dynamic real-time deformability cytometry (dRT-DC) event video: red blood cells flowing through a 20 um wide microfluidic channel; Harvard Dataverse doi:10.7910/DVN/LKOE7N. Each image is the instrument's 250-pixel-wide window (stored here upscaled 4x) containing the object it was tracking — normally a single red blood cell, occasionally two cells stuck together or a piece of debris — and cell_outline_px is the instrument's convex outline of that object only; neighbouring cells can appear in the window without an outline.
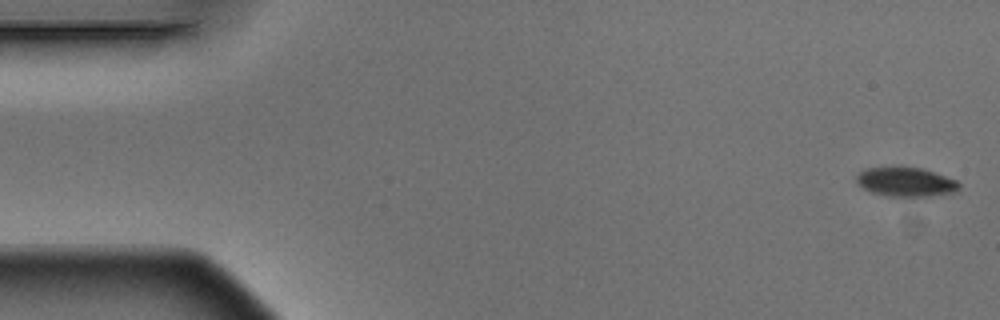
{"species": "Egyptian fruit bat (a non-hibernating species)", "species_latin": "Rousettus aegyptiacus", "temperature_condition": "warm", "stored_images_in_passage": 5, "camera_frame_rate_fps": 3000, "um_per_image_px": 0.085, "animal": {"sex": "male"}, "frame": {"image": 1, "passage_image": 1, "time_ms": 0.0, "image_size_px": [1000, 320], "cell_outline_px": [[960, 188], [956, 192], [932, 196], [888, 196], [872, 192], [856, 184], [856, 176], [864, 168], [920, 168], [956, 180], [960, 184]], "centroid_in_image_um": [76.99, 15.48], "position_along_channel_um": 8.0, "area_um2": 17.17}}
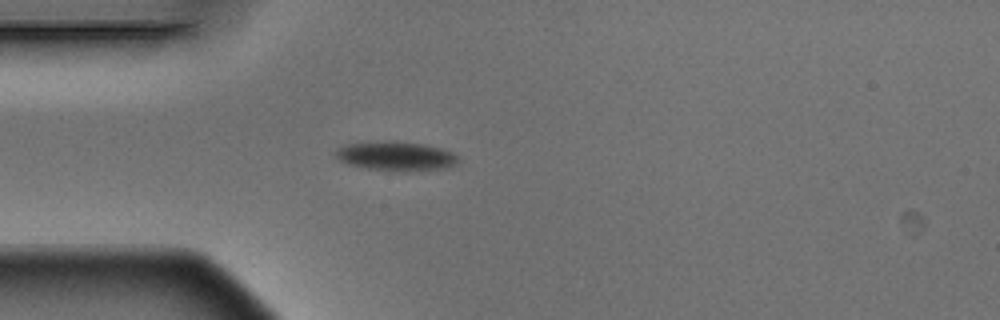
{"frame": {"image": 2, "passage_image": 5, "time_ms": 1.333, "image_size_px": [1000, 320], "cell_outline_px": [[460, 160], [456, 164], [448, 168], [364, 168], [348, 164], [340, 160], [336, 156], [336, 148], [344, 144], [388, 140], [396, 140], [424, 144], [440, 148], [452, 152]], "centroid_in_image_um": [33.61, 13.2], "position_along_channel_um": 51.4, "area_um2": 20.06}}